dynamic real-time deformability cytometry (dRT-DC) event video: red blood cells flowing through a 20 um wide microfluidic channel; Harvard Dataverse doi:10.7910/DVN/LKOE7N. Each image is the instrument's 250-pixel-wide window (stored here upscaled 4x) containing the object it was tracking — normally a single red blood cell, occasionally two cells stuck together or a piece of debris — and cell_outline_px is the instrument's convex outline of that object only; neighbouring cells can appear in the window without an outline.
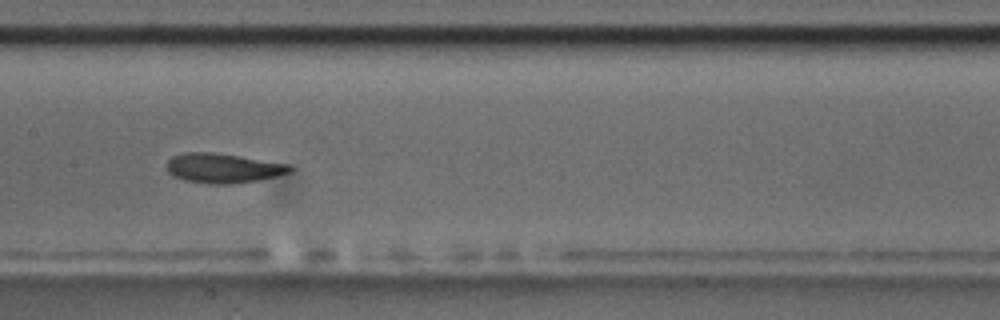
{"species": "common noctule bat (a hibernating species)", "species_latin": "Nyctalus noctula", "temperature_condition": "room temperature", "stored_images_in_passage": 9, "camera_frame_rate_fps": 3000, "um_per_image_px": 0.085, "animal": {"sex": "male", "body_mass_g": 17.5, "forearm_length_mm": 52.3}, "frame": {"image": 1, "passage_image": 8, "time_ms": 8.0, "image_size_px": [1000, 320], "cell_outline_px": [[292, 172], [260, 180], [232, 184], [212, 184], [184, 180], [172, 176], [164, 168], [168, 160], [172, 156], [184, 152], [212, 152], [288, 164], [292, 168]], "centroid_in_image_um": [18.9, 14.3], "position_along_channel_um": 188.5, "area_um2": 21.33}}
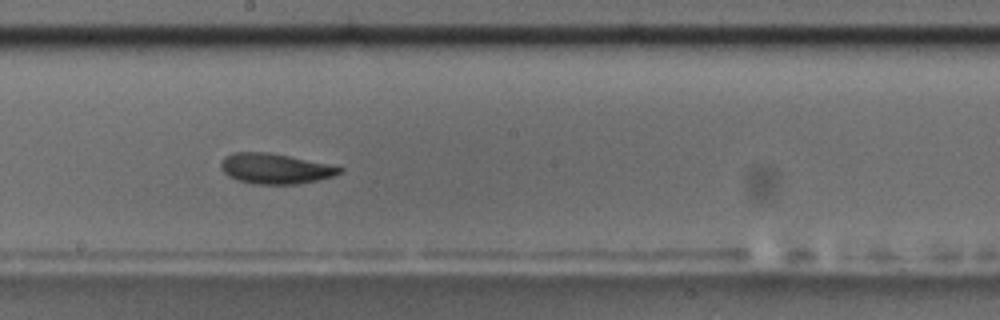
{"frame": {"image": 2, "passage_image": 9, "time_ms": 9.0, "image_size_px": [1000, 320], "cell_outline_px": [[344, 168], [336, 176], [296, 184], [256, 184], [236, 180], [228, 176], [220, 168], [220, 164], [224, 156], [232, 152], [268, 152], [288, 156]], "centroid_in_image_um": [23.33, 14.33], "position_along_channel_um": 224.9, "area_um2": 20.81}}